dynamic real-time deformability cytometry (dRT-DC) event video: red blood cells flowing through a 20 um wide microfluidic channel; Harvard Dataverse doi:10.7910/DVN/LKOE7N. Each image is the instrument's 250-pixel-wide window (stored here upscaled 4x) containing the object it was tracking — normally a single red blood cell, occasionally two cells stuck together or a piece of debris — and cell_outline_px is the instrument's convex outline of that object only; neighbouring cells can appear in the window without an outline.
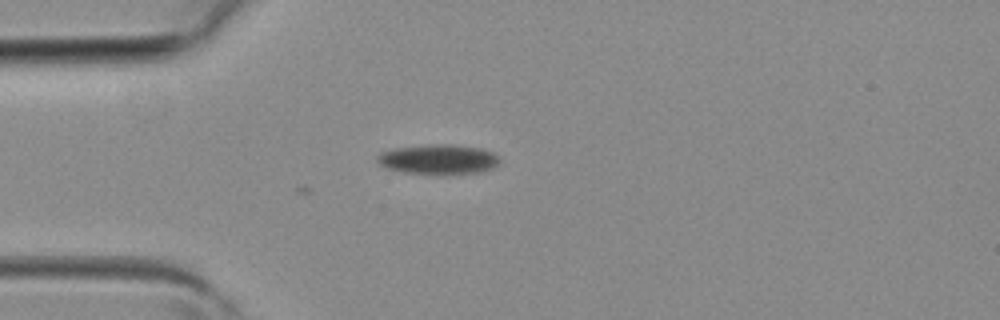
{"species": "common noctule bat (a hibernating species)", "species_latin": "Nyctalus noctula", "temperature_condition": "room temperature", "stored_images_in_passage": 5, "camera_frame_rate_fps": 3000, "um_per_image_px": 0.085, "animal": {"sex": "female", "body_mass_g": 19.3, "forearm_length_mm": 54.1}, "frame": {"image": 1, "passage_image": 4, "time_ms": 1.0, "image_size_px": [1000, 320], "cell_outline_px": [[500, 164], [492, 168], [480, 172], [448, 176], [404, 172], [384, 168], [376, 160], [376, 156], [380, 152], [396, 148], [428, 144], [452, 144], [480, 148], [492, 152], [500, 160]], "centroid_in_image_um": [37.26, 13.57], "position_along_channel_um": 47.7, "area_um2": 21.85}}